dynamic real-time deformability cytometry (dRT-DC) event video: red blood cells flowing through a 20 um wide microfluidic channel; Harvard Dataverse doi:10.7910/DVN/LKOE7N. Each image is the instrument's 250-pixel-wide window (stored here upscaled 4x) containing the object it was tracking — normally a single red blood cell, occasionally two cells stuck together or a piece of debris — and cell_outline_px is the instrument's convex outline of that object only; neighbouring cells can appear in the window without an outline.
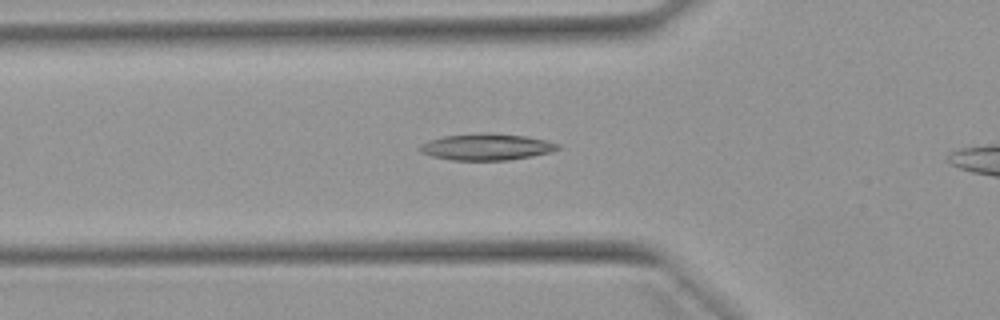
{"species": "Egyptian fruit bat (a non-hibernating species)", "species_latin": "Rousettus aegyptiacus", "temperature_condition": "warm", "stored_images_in_passage": 27, "camera_frame_rate_fps": 3000, "um_per_image_px": 0.085, "animal": {"sex": "female"}, "frame": {"image": 1, "passage_image": 2, "time_ms": 0.333, "image_size_px": [1000, 320], "cell_outline_px": [[560, 148], [552, 152], [532, 156], [508, 160], [452, 160], [432, 156], [420, 152], [416, 148], [420, 144], [428, 140], [444, 136], [528, 136], [560, 144]], "centroid_in_image_um": [41.34, 12.54], "position_along_channel_um": 84.5, "area_um2": 20.29}}
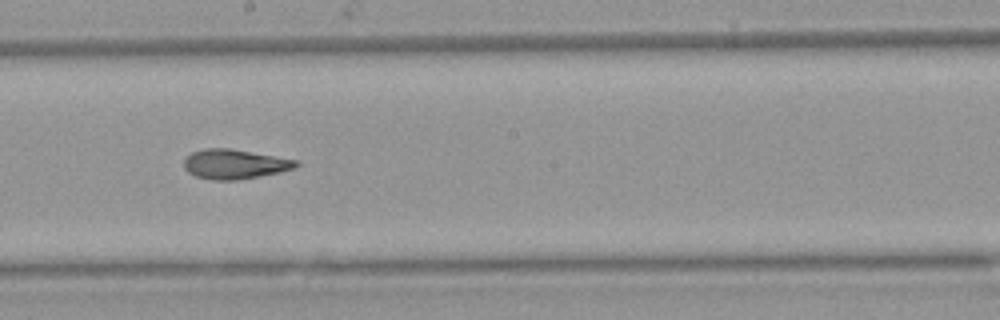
{"frame": {"image": 2, "passage_image": 13, "time_ms": 4.0, "image_size_px": [1000, 320], "cell_outline_px": [[300, 164], [296, 168], [280, 172], [236, 180], [212, 180], [196, 176], [188, 172], [184, 168], [184, 160], [192, 152], [204, 148], [228, 148], [300, 160]], "centroid_in_image_um": [19.97, 13.95], "position_along_channel_um": 228.2, "area_um2": 19.36}}
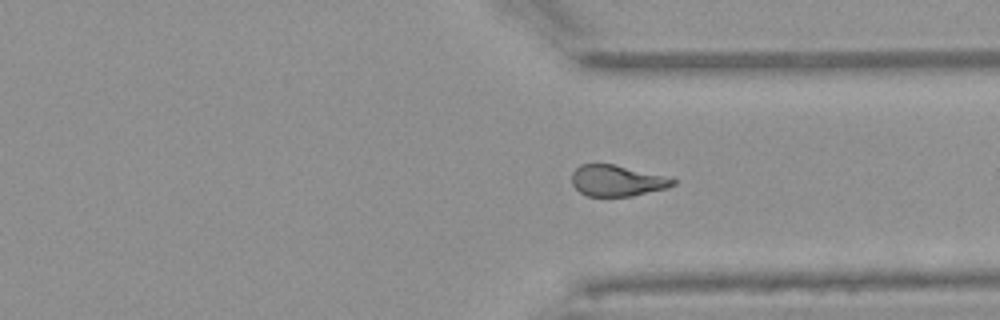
{"frame": {"image": 3, "passage_image": 23, "time_ms": 7.333, "image_size_px": [1000, 320], "cell_outline_px": [[676, 184], [668, 188], [632, 196], [588, 196], [580, 192], [572, 184], [572, 172], [580, 164], [612, 164], [664, 176], [676, 180]], "centroid_in_image_um": [52.43, 15.36], "position_along_channel_um": 359.0, "area_um2": 18.15}}